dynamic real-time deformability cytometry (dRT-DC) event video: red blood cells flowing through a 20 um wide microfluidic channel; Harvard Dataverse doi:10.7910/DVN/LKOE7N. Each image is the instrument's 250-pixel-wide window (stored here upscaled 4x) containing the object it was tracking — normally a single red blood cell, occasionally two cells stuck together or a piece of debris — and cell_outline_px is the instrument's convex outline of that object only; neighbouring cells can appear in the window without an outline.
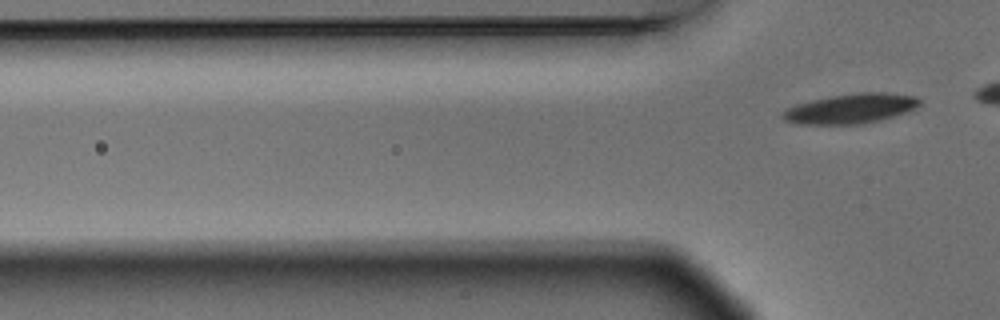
{"species": "Egyptian fruit bat (a non-hibernating species)", "species_latin": "Rousettus aegyptiacus", "temperature_condition": "warm", "stored_images_in_passage": 7, "segment_of_instrument_passage": [2, 2], "camera_frame_rate_fps": 3000, "um_per_image_px": 0.085, "animal": {"sex": "male"}, "frame": {"image": 1, "passage_image": 7, "time_ms": 2.0, "image_size_px": [1000, 320], "cell_outline_px": [[920, 104], [916, 108], [880, 120], [864, 124], [792, 124], [784, 120], [780, 116], [780, 112], [784, 108], [796, 104], [812, 100], [832, 96], [860, 92], [884, 92], [916, 96], [920, 100]], "centroid_in_image_um": [72.24, 9.23], "position_along_channel_um": 53.6, "area_um2": 23.93}}